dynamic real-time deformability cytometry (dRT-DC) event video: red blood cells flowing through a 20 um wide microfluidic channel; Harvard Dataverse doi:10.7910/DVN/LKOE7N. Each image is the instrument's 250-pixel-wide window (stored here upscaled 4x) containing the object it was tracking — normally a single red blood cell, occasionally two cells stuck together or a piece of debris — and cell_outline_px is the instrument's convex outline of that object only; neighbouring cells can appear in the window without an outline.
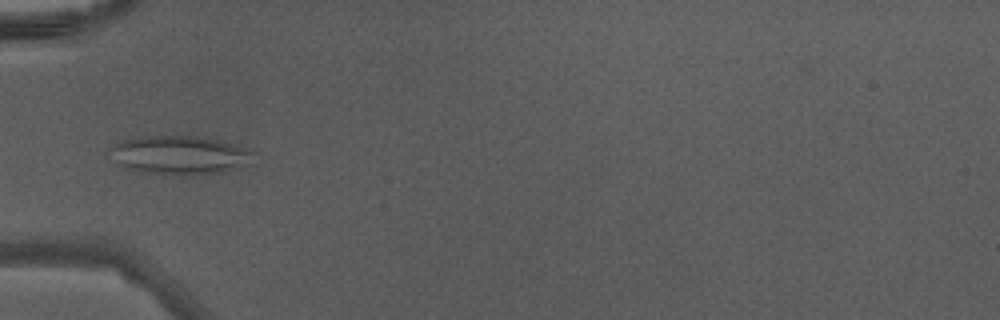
{"species": "Egyptian fruit bat (a non-hibernating species)", "species_latin": "Rousettus aegyptiacus", "temperature_condition": "warm", "stored_images_in_passage": 31, "camera_frame_rate_fps": 3000, "um_per_image_px": 0.085, "animal": {"sex": "male"}, "frame": {"image": 1, "passage_image": 1, "time_ms": 0.0, "image_size_px": [1000, 320], "cell_outline_px": [[256, 152], [252, 164], [224, 172], [200, 176], [184, 176], [144, 172], [120, 164], [104, 152], [108, 148], [120, 140], [148, 136], [204, 136], [224, 140], [252, 148]], "centroid_in_image_um": [15.39, 13.18], "position_along_channel_um": 69.6, "area_um2": 33.58}}
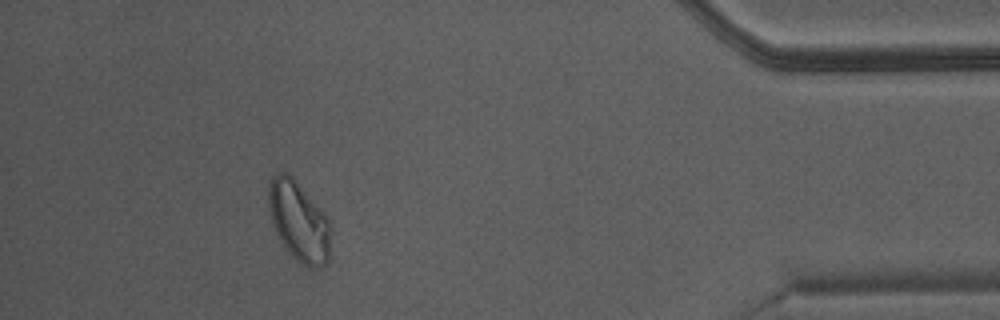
{"frame": {"image": 2, "passage_image": 27, "time_ms": 8.667, "image_size_px": [1000, 320], "cell_outline_px": [[332, 232], [328, 264], [320, 268], [304, 268], [288, 252], [280, 240], [272, 224], [268, 204], [268, 184], [272, 176], [276, 172], [288, 172], [292, 176], [332, 220]], "centroid_in_image_um": [25.44, 18.84], "position_along_channel_um": 409.8, "area_um2": 30.0}}